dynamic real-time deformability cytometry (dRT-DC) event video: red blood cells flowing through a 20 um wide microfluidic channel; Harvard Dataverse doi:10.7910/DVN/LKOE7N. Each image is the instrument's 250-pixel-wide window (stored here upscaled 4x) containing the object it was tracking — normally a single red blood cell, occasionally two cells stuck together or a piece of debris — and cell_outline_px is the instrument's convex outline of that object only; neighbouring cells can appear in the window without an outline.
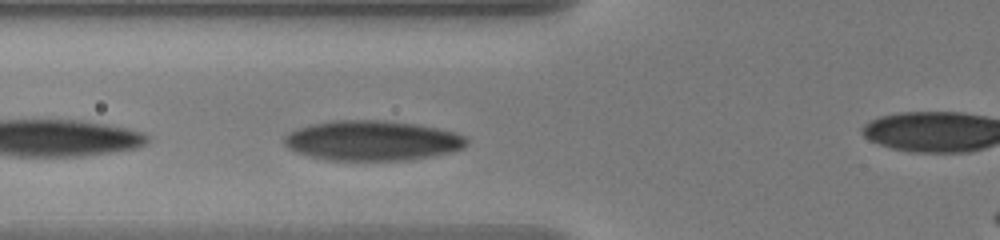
{"species": "human", "species_latin": "Homo sapiens", "temperature_condition": "warm", "stored_images_in_passage": 11, "camera_frame_rate_fps": 3000, "um_per_image_px": 0.085, "donor": {"sex": "male"}, "frame": {"image": 1, "passage_image": 4, "time_ms": 1.0, "image_size_px": [1000, 240], "cell_outline_px": [[468, 144], [464, 148], [452, 152], [432, 156], [404, 160], [328, 160], [308, 156], [296, 152], [288, 148], [284, 144], [284, 136], [288, 132], [312, 124], [332, 120], [380, 120], [416, 124], [456, 132], [464, 136], [468, 140]], "centroid_in_image_um": [31.64, 11.95], "position_along_channel_um": 94.2, "area_um2": 42.6}}
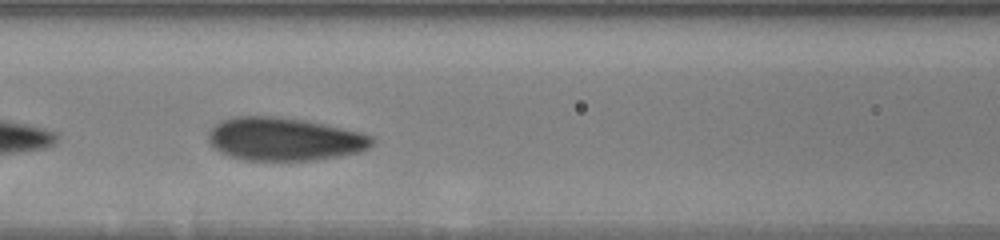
{"frame": {"image": 2, "passage_image": 8, "time_ms": 2.333, "image_size_px": [1000, 240], "cell_outline_px": [[372, 144], [368, 148], [360, 152], [316, 160], [244, 160], [220, 152], [208, 140], [208, 132], [220, 120], [236, 116], [276, 116], [304, 120], [360, 132], [372, 136]], "centroid_in_image_um": [24.15, 11.82], "position_along_channel_um": 142.5, "area_um2": 40.86}}